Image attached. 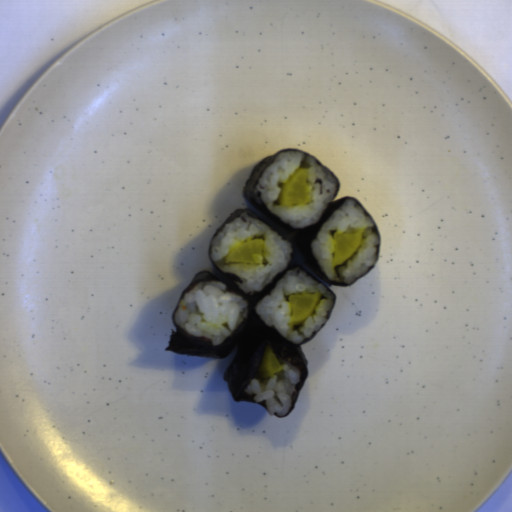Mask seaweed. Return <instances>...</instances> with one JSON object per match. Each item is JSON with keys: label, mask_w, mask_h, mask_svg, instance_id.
<instances>
[{"label": "seaweed", "mask_w": 512, "mask_h": 512, "mask_svg": "<svg viewBox=\"0 0 512 512\" xmlns=\"http://www.w3.org/2000/svg\"><path fill=\"white\" fill-rule=\"evenodd\" d=\"M286 151H300L304 154H307L311 156L316 162H318L334 179L336 182V189H335V196H337L339 190H340V183L337 175L333 173L329 168H327L322 162H320L317 158L312 156L306 151L299 150L296 148H287L284 150H281L277 153H274L272 155H269L263 159H261L252 169L244 187L242 190L243 198L248 200L254 207H256L264 216L267 217V220H264L251 210L247 209H237L235 212H233L227 220L219 227V229L215 232V234L212 236V238L230 221L237 218L240 213L243 214H249L253 216L254 218L260 220L261 222L268 225L270 228H272L274 231L279 233L281 236H283L285 239L288 240L291 248H292V254L291 259L287 265V267L282 270L276 277H274L269 284L265 287L263 291H260L255 294H245L237 285L238 278L235 275L223 272L211 259L210 256V250H211V242L212 238L209 242L208 246V256L211 260V262L214 264L216 268H218L222 274L224 275V278H219L210 271H200L196 273L189 285L186 287V289L182 292L177 305L175 307V310L172 314V322L176 328V330H171L169 342L166 347V351H173L177 354H184V355H191V356H199V357H208V358H216V359H223L226 358L230 352L233 350V348H236V353L228 365L227 369L224 372L223 380L226 382L229 392L231 396L234 398L237 402H252L260 405L263 409H265L269 414V408L266 403L263 402H257L254 399V394H248L247 393V385L249 381L252 378H260L261 376L258 373V365L264 355V351L267 347H270L273 354L276 356H280L295 367H297L300 371V380L297 383L293 398L291 402V406L289 411L284 416H277L273 415L274 417H285L287 416L291 411H293L299 393L305 383V380L308 375V364L306 361V358L303 354V351L300 347L301 344L309 340L311 337L316 335L321 328L326 324L328 319L331 317L334 306L336 303V294L333 290L330 288L332 286H349L356 281L363 278L366 274H368L373 267L376 265V263L379 260L380 256V250L378 254V258L374 266L367 271L362 277L358 278L357 280L351 282V283H342L335 280H331L326 277L325 273L323 272L322 268L320 267L319 263L317 262L316 258L314 257L312 250H311V242L316 236V234L319 232L323 224L326 222V220L331 216V214L339 207L341 206L346 200H354L359 205L364 207L362 204H360L356 199L352 197H342L339 200H334L330 202L328 207L325 209V211L322 213L320 218L317 222H315L312 225L305 226V227H292L286 222L279 219L277 216H275L271 211H269L266 206L263 204L262 201L258 200L254 197V188L256 184L258 183L261 175L267 168V166L280 154ZM365 208V207H364ZM366 210V208H365ZM367 216L375 223L372 216L369 214V212L366 210ZM374 229L378 235L379 239V245L381 247V238L379 229L375 223ZM298 268L309 274L311 277L316 279L318 282L323 284L328 290H330L334 294V302L332 305V308L330 310L329 316L323 326L317 330L313 335L308 337L305 340H302L300 342H291L288 341L286 338H284L280 333H278L275 329L272 327L265 325L263 321L259 318V316L256 313V305L257 303L266 296L276 285L277 283L282 279V277L291 269V268ZM212 281H219L222 283H225L228 287L229 291L233 294L247 300L249 311L248 316L243 321V323L235 330L233 331L224 341L219 343L218 345H210L209 341L205 338L190 335L186 332H184L180 327H178L175 324L174 316L175 311L182 300L183 296L187 291L195 287L200 282H212Z\"/></svg>", "instance_id": "seaweed-1"}]
</instances>
